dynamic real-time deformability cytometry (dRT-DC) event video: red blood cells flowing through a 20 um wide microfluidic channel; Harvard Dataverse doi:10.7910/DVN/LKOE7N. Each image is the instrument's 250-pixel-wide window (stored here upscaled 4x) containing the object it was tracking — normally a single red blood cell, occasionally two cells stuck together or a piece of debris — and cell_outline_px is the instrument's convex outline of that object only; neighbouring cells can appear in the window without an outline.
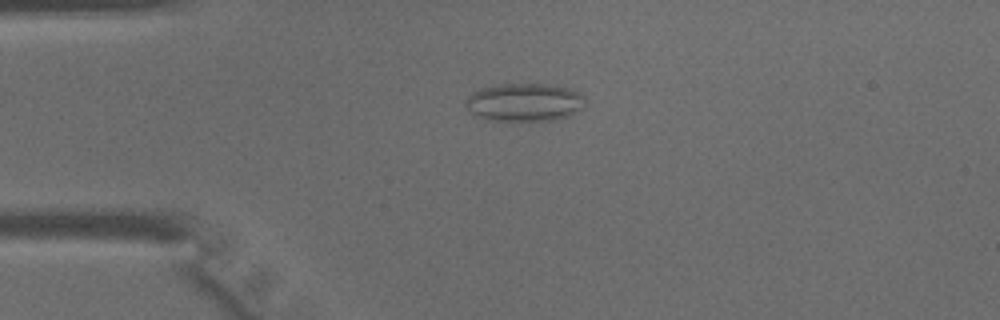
{"species": "common noctule bat (a hibernating species)", "species_latin": "Nyctalus noctula", "temperature_condition": "warm", "stored_images_in_passage": 37, "camera_frame_rate_fps": 3000, "um_per_image_px": 0.085, "animal": {"sex": "male", "body_mass_g": 15.6}, "frame": {"image": 1, "passage_image": 3, "time_ms": 0.667, "image_size_px": [1000, 320], "cell_outline_px": [[584, 108], [568, 116], [556, 120], [488, 120], [476, 116], [464, 104], [464, 100], [472, 92], [480, 88], [500, 84], [556, 84], [572, 88], [580, 92], [584, 96]], "centroid_in_image_um": [44.61, 8.68], "position_along_channel_um": 40.4, "area_um2": 26.88}}
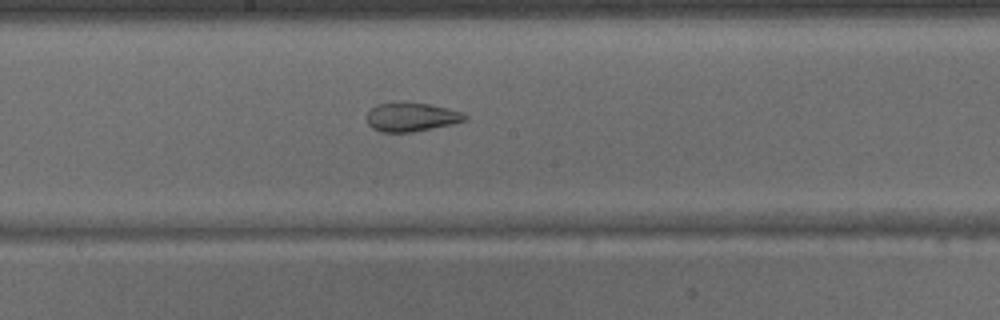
{"frame": {"image": 2, "passage_image": 16, "time_ms": 5.0, "image_size_px": [1000, 320], "cell_outline_px": [[468, 120], [452, 124], [412, 132], [384, 132], [372, 128], [368, 124], [368, 112], [376, 104], [428, 104], [448, 108], [464, 112], [468, 116]], "centroid_in_image_um": [35.03, 9.97], "position_along_channel_um": 213.2, "area_um2": 16.07}}
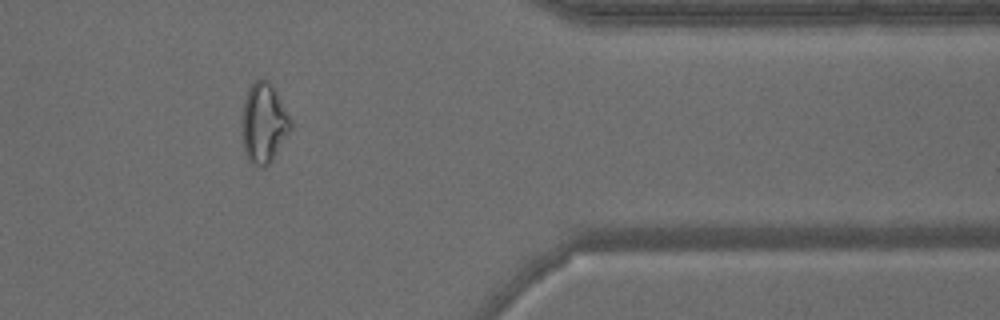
{"frame": {"image": 3, "passage_image": 29, "time_ms": 9.333, "image_size_px": [1000, 320], "cell_outline_px": [[292, 128], [272, 160], [264, 168], [260, 168], [252, 164], [248, 160], [244, 152], [244, 100], [248, 88], [256, 80], [268, 80], [272, 84], [292, 120]], "centroid_in_image_um": [22.46, 10.48], "position_along_channel_um": 388.9, "area_um2": 22.31}}